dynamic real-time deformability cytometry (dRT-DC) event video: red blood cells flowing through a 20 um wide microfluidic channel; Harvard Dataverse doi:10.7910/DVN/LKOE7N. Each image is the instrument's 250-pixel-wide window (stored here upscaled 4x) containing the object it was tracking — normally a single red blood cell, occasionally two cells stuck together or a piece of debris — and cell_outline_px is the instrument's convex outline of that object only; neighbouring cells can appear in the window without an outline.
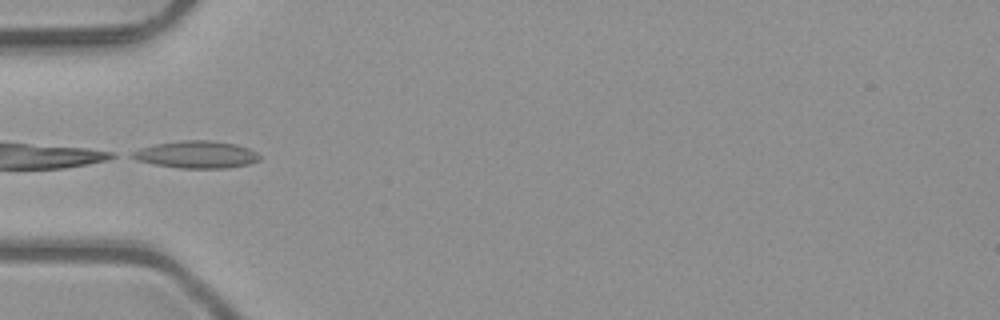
{"species": "common noctule bat (a hibernating species)", "species_latin": "Nyctalus noctula", "temperature_condition": "room temperature", "stored_images_in_passage": 4, "camera_frame_rate_fps": 3000, "um_per_image_px": 0.085, "animal": {"sex": "male", "body_mass_g": 23.1, "forearm_length_mm": 52.7}, "frame": {"image": 1, "passage_image": 4, "time_ms": 1.0, "image_size_px": [1000, 320], "cell_outline_px": [[260, 160], [248, 164], [228, 168], [180, 168], [152, 164], [136, 160], [128, 156], [132, 152], [140, 148], [156, 144], [180, 140], [208, 140], [236, 144], [248, 148], [256, 152], [260, 156]], "centroid_in_image_um": [16.67, 13.14], "position_along_channel_um": 68.3, "area_um2": 20.29}}